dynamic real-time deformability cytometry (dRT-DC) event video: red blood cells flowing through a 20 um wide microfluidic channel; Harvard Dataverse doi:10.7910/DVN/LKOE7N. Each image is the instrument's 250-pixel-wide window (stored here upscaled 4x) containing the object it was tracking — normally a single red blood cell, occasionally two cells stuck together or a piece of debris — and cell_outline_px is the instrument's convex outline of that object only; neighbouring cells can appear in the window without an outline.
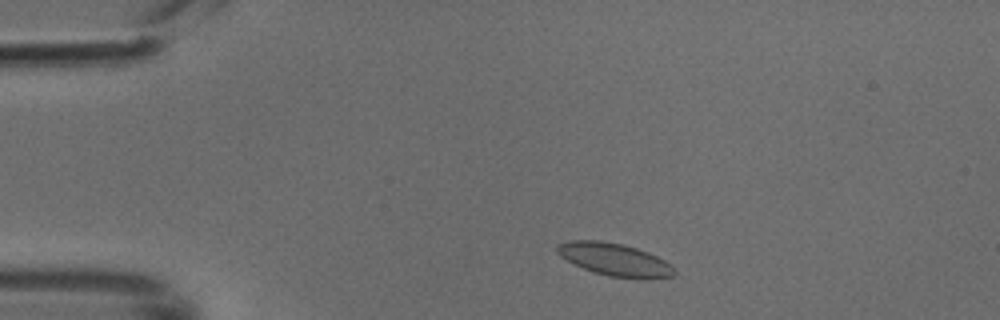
{"species": "common noctule bat (a hibernating species)", "species_latin": "Nyctalus noctula", "temperature_condition": "cold", "stored_images_in_passage": 34, "camera_frame_rate_fps": 3000, "um_per_image_px": 0.085, "animal": {"sex": "male", "body_mass_g": 18.8}, "frame": {"image": 1, "passage_image": 4, "time_ms": 1.0, "image_size_px": [1000, 320], "cell_outline_px": [[676, 272], [672, 276], [648, 280], [640, 280], [608, 276], [592, 272], [560, 256], [556, 252], [556, 244], [568, 240], [600, 240], [624, 244], [648, 252], [664, 260]], "centroid_in_image_um": [52.23, 22.07], "position_along_channel_um": 32.8, "area_um2": 22.54}}
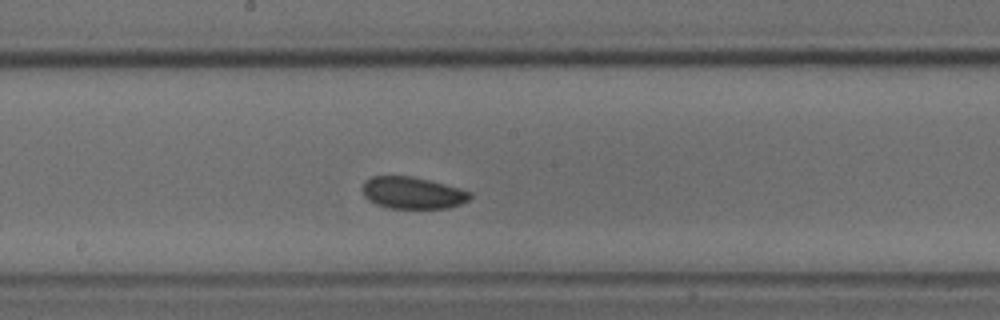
{"frame": {"image": 2, "passage_image": 21, "time_ms": 6.667, "image_size_px": [1000, 320], "cell_outline_px": [[472, 196], [468, 200], [460, 204], [448, 208], [388, 208], [376, 204], [368, 200], [364, 196], [360, 188], [364, 180], [372, 176], [408, 176], [428, 180], [444, 184], [472, 192]], "centroid_in_image_um": [35.01, 16.39], "position_along_channel_um": 213.2, "area_um2": 20.06}}
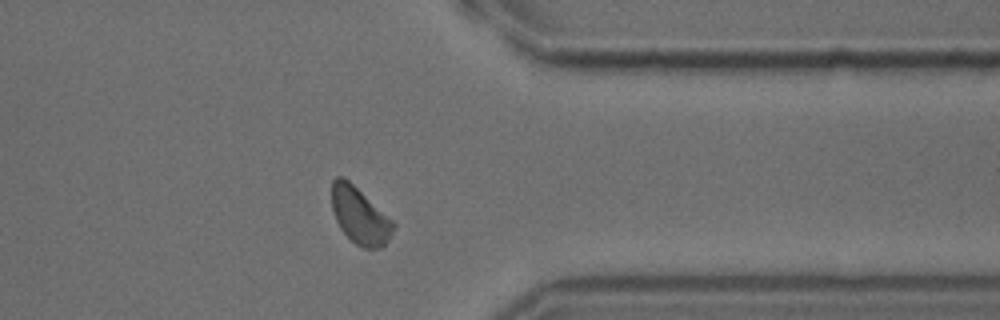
{"frame": {"image": 3, "passage_image": 34, "time_ms": 11.0, "image_size_px": [1000, 320], "cell_outline_px": [[396, 228], [384, 244], [380, 248], [360, 248], [340, 228], [336, 220], [332, 208], [332, 180], [336, 176], [344, 176], [392, 220], [396, 224]], "centroid_in_image_um": [30.57, 18.33], "position_along_channel_um": 380.8, "area_um2": 20.06}}